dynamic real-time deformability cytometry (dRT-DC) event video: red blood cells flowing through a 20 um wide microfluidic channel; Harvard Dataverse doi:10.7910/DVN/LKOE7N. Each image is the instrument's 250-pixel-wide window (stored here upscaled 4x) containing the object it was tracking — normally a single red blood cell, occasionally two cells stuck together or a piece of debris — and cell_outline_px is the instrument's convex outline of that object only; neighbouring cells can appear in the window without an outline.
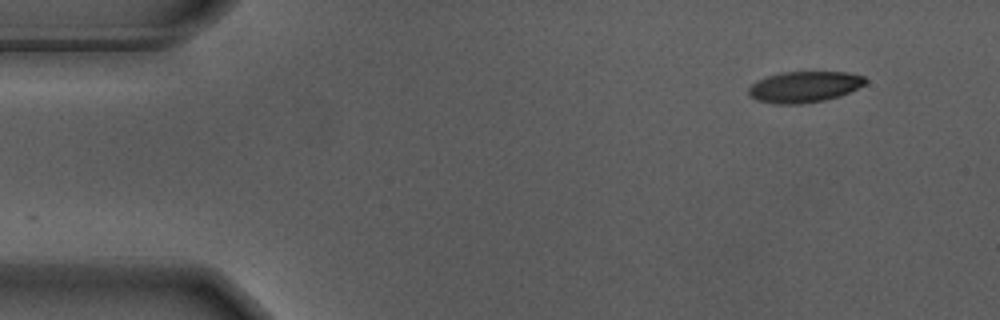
{"species": "Egyptian fruit bat (a non-hibernating species)", "species_latin": "Rousettus aegyptiacus", "temperature_condition": "warm", "stored_images_in_passage": 51, "camera_frame_rate_fps": 3000, "um_per_image_px": 0.085, "animal": {"sex": "male"}, "frame": {"image": 1, "passage_image": 1, "time_ms": 0.0, "image_size_px": [1000, 320], "cell_outline_px": [[868, 80], [864, 84], [840, 96], [824, 100], [800, 104], [776, 104], [756, 100], [748, 96], [748, 88], [756, 80], [780, 72], [848, 72], [864, 76]], "centroid_in_image_um": [68.33, 7.38], "position_along_channel_um": 16.7, "area_um2": 21.21}}
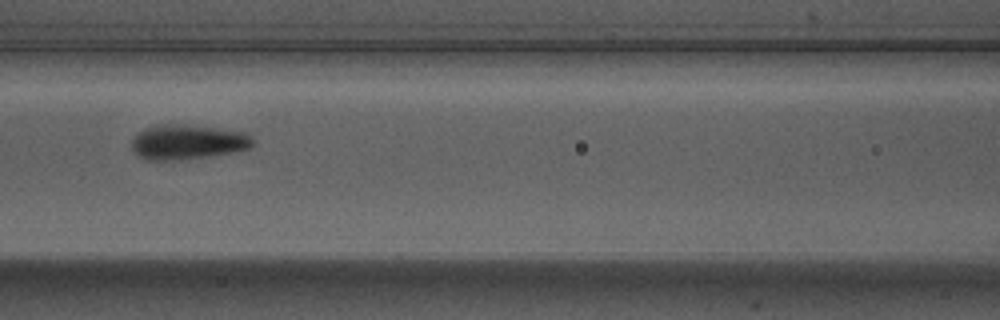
{"frame": {"image": 2, "passage_image": 20, "time_ms": 6.333, "image_size_px": [1000, 320], "cell_outline_px": [[252, 144], [248, 148], [232, 152], [204, 156], [164, 160], [148, 160], [140, 156], [132, 148], [132, 140], [136, 132], [144, 128], [160, 124], [180, 124], [244, 132], [252, 136]], "centroid_in_image_um": [15.89, 12.05], "position_along_channel_um": 150.7, "area_um2": 23.93}}
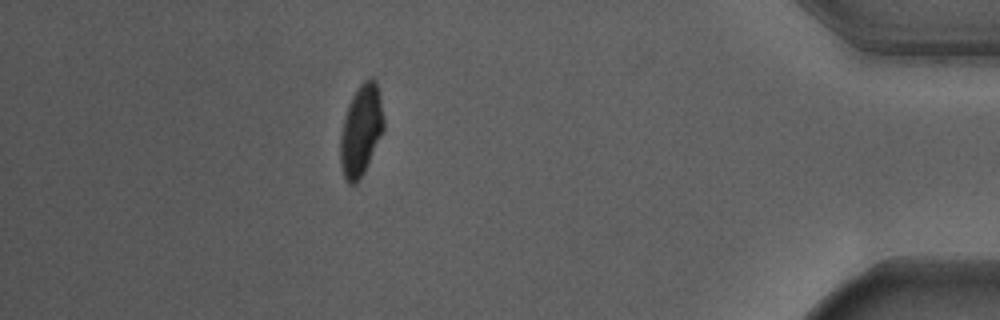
{"frame": {"image": 3, "passage_image": 45, "time_ms": 14.667, "image_size_px": [1000, 320], "cell_outline_px": [[384, 132], [364, 172], [356, 184], [348, 184], [344, 176], [340, 164], [340, 136], [348, 104], [352, 96], [360, 84], [368, 76], [372, 76], [376, 80], [380, 96], [384, 120]], "centroid_in_image_um": [30.7, 11.06], "position_along_channel_um": 404.5, "area_um2": 23.24}, "authors_computed_cell_mechanics": {"area_um2": 23.2934, "velocity_mm_per_s": 3.6817, "shape_relaxation_time_tau1_ms": 2.9514, "shape_relaxation_time_tau2_ms": null, "deformation_change_tau1": 0.1665, "deformation_change_tau2": null}}